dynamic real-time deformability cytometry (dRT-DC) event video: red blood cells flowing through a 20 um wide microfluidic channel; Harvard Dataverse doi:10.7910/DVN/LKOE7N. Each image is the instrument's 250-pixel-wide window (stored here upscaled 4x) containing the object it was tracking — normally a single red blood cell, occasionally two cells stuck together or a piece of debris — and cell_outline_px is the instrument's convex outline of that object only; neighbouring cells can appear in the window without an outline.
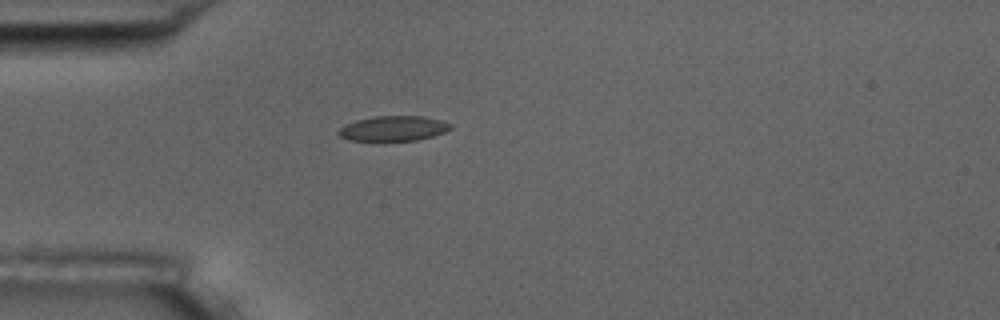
{"species": "common noctule bat (a hibernating species)", "species_latin": "Nyctalus noctula", "temperature_condition": "room temperature", "stored_images_in_passage": 2, "camera_frame_rate_fps": 3000, "um_per_image_px": 0.085, "animal": {"sex": "male", "body_mass_g": 17.5, "forearm_length_mm": 52.3}, "frame": {"image": 1, "passage_image": 1, "time_ms": 0.0, "image_size_px": [1000, 320], "cell_outline_px": [[452, 128], [444, 132], [432, 136], [416, 140], [384, 144], [348, 140], [340, 136], [336, 132], [344, 124], [356, 120], [376, 116], [424, 116], [440, 120], [452, 124]], "centroid_in_image_um": [33.37, 10.97], "position_along_channel_um": 51.6, "area_um2": 17.22}}